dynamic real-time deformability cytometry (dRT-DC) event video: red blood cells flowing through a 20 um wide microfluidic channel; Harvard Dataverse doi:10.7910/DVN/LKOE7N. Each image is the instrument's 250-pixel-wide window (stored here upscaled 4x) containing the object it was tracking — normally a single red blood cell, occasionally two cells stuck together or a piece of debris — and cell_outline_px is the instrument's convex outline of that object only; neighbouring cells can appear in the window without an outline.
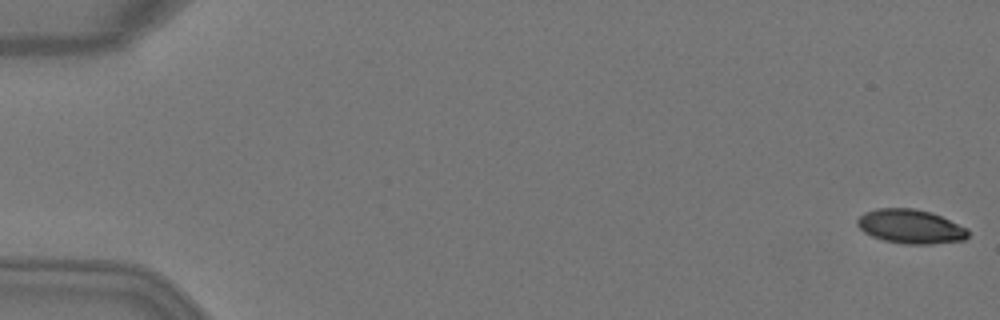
{"species": "Egyptian fruit bat (a non-hibernating species)", "species_latin": "Rousettus aegyptiacus", "temperature_condition": "warm", "stored_images_in_passage": 5, "camera_frame_rate_fps": 3000, "um_per_image_px": 0.085, "animal": {"sex": "female"}, "frame": {"image": 1, "passage_image": 1, "time_ms": 0.0, "image_size_px": [1000, 320], "cell_outline_px": [[968, 236], [964, 240], [932, 244], [904, 244], [884, 240], [872, 236], [864, 232], [856, 224], [856, 220], [864, 212], [876, 208], [912, 208], [932, 212], [968, 228]], "centroid_in_image_um": [77.39, 19.25], "position_along_channel_um": 7.6, "area_um2": 22.14}}
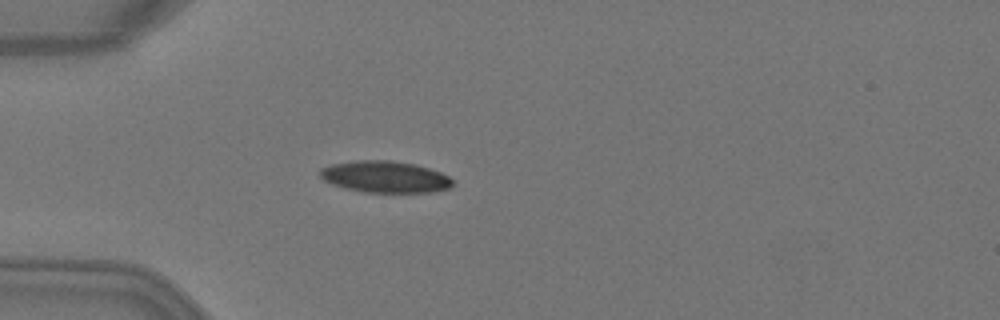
{"frame": {"image": 2, "passage_image": 5, "time_ms": 1.333, "image_size_px": [1000, 320], "cell_outline_px": [[452, 184], [448, 188], [432, 192], [364, 192], [344, 188], [332, 184], [324, 180], [320, 176], [320, 168], [332, 164], [356, 160], [392, 160], [416, 164], [440, 172], [448, 176], [452, 180]], "centroid_in_image_um": [32.7, 15.02], "position_along_channel_um": 52.3, "area_um2": 24.39}}